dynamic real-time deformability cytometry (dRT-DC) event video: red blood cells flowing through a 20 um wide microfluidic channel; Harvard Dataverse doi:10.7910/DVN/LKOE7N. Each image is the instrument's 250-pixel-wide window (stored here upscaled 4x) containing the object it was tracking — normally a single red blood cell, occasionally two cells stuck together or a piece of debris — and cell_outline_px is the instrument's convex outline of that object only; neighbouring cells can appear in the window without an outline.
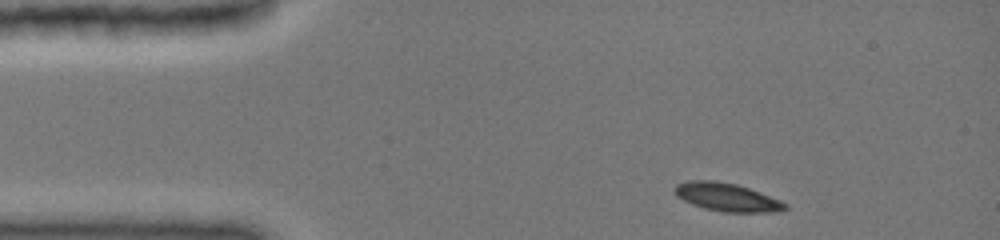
{"species": "common noctule bat (a hibernating species)", "species_latin": "Nyctalus noctula", "temperature_condition": "cold", "stored_images_in_passage": 32, "camera_frame_rate_fps": 3000, "um_per_image_px": 0.085, "animal": {"sex": "female", "body_mass_g": 19.0, "forearm_length_mm": 51.5}, "frame": {"image": 1, "passage_image": 1, "time_ms": 0.0, "image_size_px": [1000, 240], "cell_outline_px": [[788, 208], [776, 212], [724, 212], [704, 208], [692, 204], [676, 196], [672, 192], [672, 188], [676, 184], [688, 180], [716, 180], [736, 184], [760, 192], [780, 200], [788, 204]], "centroid_in_image_um": [61.75, 16.75], "position_along_channel_um": 23.3, "area_um2": 18.32}}
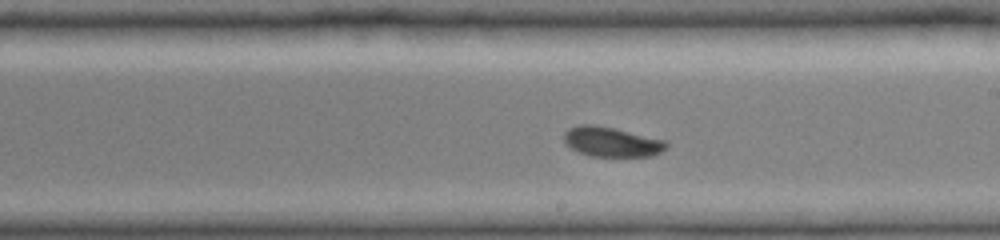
{"frame": {"image": 2, "passage_image": 19, "time_ms": 7.0, "image_size_px": [1000, 240], "cell_outline_px": [[668, 148], [652, 156], [588, 156], [572, 148], [564, 140], [564, 132], [568, 128], [580, 124], [596, 124], [664, 140], [668, 144]], "centroid_in_image_um": [51.98, 12.05], "position_along_channel_um": 237.0, "area_um2": 17.63}}
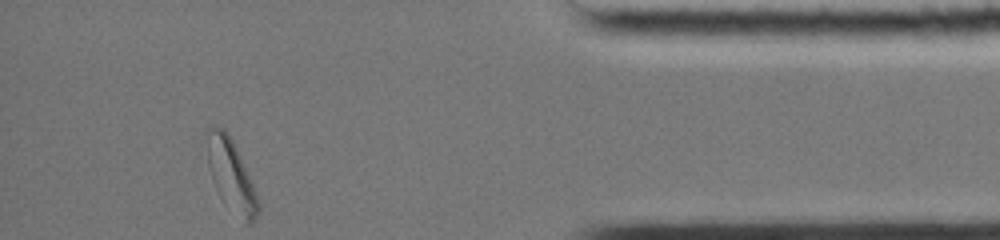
{"frame": {"image": 3, "passage_image": 32, "time_ms": 12.333, "image_size_px": [1000, 240], "cell_outline_px": [[260, 212], [252, 224], [244, 224], [220, 196], [212, 180], [208, 168], [204, 128], [216, 124], [224, 128], [228, 132], [240, 156], [252, 184], [260, 204]], "centroid_in_image_um": [19.6, 14.84], "position_along_channel_um": 415.6, "area_um2": 21.73}, "authors_computed_cell_mechanics": {"area_um2": 18.4093, "velocity_mm_per_s": 3.9252, "shape_relaxation_time_tau1_ms": 2.6719, "shape_relaxation_time_tau2_ms": 5.2311, "deformation_change_tau1": 0.1074, "deformation_change_tau2": 0.0893}}